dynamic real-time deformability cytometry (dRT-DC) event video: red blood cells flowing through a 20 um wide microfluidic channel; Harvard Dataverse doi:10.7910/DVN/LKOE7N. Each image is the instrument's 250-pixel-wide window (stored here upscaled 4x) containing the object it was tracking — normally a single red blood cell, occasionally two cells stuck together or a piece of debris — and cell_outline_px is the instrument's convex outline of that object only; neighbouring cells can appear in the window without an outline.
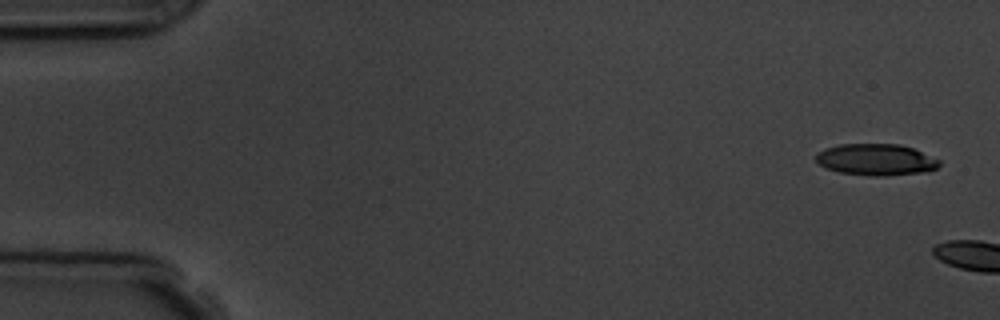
{"species": "common noctule bat (a hibernating species)", "species_latin": "Nyctalus noctula", "temperature_condition": "room temperature", "stored_images_in_passage": 2, "camera_frame_rate_fps": 3000, "um_per_image_px": 0.085, "animal": {"sex": "male", "body_mass_g": 19.5, "forearm_length_mm": 54.6}, "frame": {"image": 1, "passage_image": 1, "time_ms": 0.0, "image_size_px": [1000, 320], "cell_outline_px": [[940, 164], [936, 168], [928, 172], [884, 176], [868, 176], [840, 172], [824, 168], [816, 160], [816, 152], [824, 148], [840, 144], [900, 144], [912, 148], [940, 160]], "centroid_in_image_um": [74.44, 13.57], "position_along_channel_um": 10.6, "area_um2": 22.83}}